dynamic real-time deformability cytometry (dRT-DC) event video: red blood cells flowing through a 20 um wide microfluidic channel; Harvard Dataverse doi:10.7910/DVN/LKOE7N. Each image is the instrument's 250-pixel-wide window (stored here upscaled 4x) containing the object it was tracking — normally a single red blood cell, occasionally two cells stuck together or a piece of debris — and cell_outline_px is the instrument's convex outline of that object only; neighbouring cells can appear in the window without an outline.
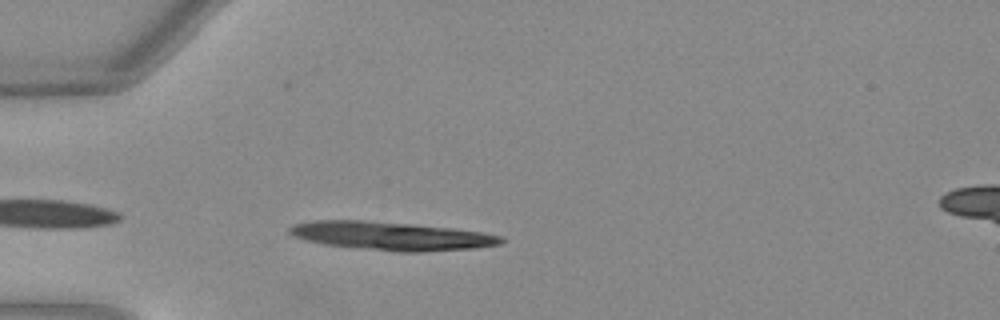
{"species": "Egyptian fruit bat (a non-hibernating species)", "species_latin": "Rousettus aegyptiacus", "temperature_condition": "warm", "stored_images_in_passage": 9, "camera_frame_rate_fps": 3000, "um_per_image_px": 0.085, "animal": {"sex": "female"}, "frame": {"image": 1, "passage_image": 2, "time_ms": 0.333, "image_size_px": [1000, 320], "cell_outline_px": [[504, 244], [476, 248], [424, 252], [400, 252], [324, 244], [304, 240], [292, 236], [288, 232], [288, 228], [292, 224], [312, 220], [364, 220], [412, 224], [452, 228], [480, 232], [500, 236], [504, 240]], "centroid_in_image_um": [33.23, 20.05], "position_along_channel_um": 51.8, "area_um2": 35.14}}